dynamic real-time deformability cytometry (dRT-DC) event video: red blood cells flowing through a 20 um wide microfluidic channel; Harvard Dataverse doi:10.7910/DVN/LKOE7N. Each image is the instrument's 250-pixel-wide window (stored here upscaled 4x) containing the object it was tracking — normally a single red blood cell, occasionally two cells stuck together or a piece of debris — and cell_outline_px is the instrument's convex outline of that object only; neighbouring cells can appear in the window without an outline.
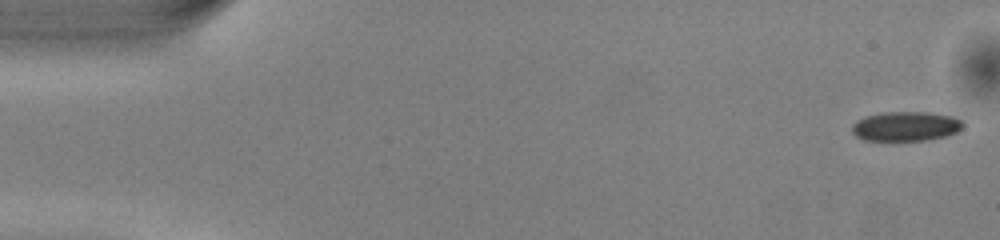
{"species": "common noctule bat (a hibernating species)", "species_latin": "Nyctalus noctula", "temperature_condition": "warm", "stored_images_in_passage": 10, "camera_frame_rate_fps": 3000, "um_per_image_px": 0.085, "animal": {"sex": "male", "body_mass_g": 13.0, "forearm_length_mm": 53.1}, "frame": {"image": 1, "passage_image": 1, "time_ms": 0.0, "image_size_px": [1000, 240], "cell_outline_px": [[964, 124], [956, 132], [944, 136], [928, 140], [864, 140], [856, 136], [852, 132], [852, 124], [856, 120], [864, 116], [884, 112], [928, 112], [952, 116], [960, 120]], "centroid_in_image_um": [76.95, 10.73], "position_along_channel_um": 8.1, "area_um2": 19.02}}